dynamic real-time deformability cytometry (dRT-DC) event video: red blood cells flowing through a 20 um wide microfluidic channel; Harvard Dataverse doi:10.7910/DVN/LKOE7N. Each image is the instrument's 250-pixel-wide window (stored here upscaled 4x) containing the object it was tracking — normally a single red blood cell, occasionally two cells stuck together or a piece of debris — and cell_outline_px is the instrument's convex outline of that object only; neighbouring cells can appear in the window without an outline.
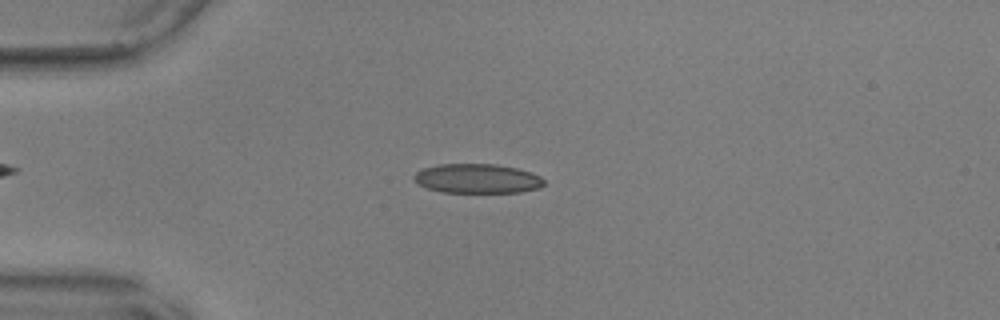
{"species": "common noctule bat (a hibernating species)", "species_latin": "Nyctalus noctula", "temperature_condition": "warm", "stored_images_in_passage": 45, "camera_frame_rate_fps": 3000, "um_per_image_px": 0.085, "animal": {"sex": "male", "body_mass_g": 17.9, "forearm_length_mm": 54.2}, "frame": {"image": 1, "passage_image": 4, "time_ms": 1.0, "image_size_px": [1000, 320], "cell_outline_px": [[544, 184], [540, 188], [520, 192], [440, 192], [416, 184], [412, 180], [412, 176], [416, 172], [424, 168], [440, 164], [496, 164], [516, 168], [540, 176], [544, 180]], "centroid_in_image_um": [40.52, 15.18], "position_along_channel_um": 44.5, "area_um2": 22.31}}
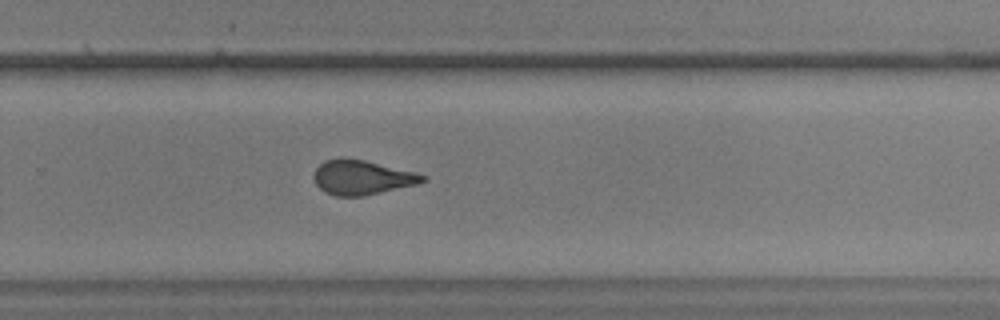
{"frame": {"image": 2, "passage_image": 27, "time_ms": 8.667, "image_size_px": [1000, 320], "cell_outline_px": [[428, 180], [416, 184], [364, 196], [336, 196], [324, 192], [316, 184], [312, 176], [316, 168], [324, 160], [340, 156], [344, 156], [364, 160], [416, 172], [428, 176]], "centroid_in_image_um": [30.74, 15.06], "position_along_channel_um": 299.1, "area_um2": 22.2}}
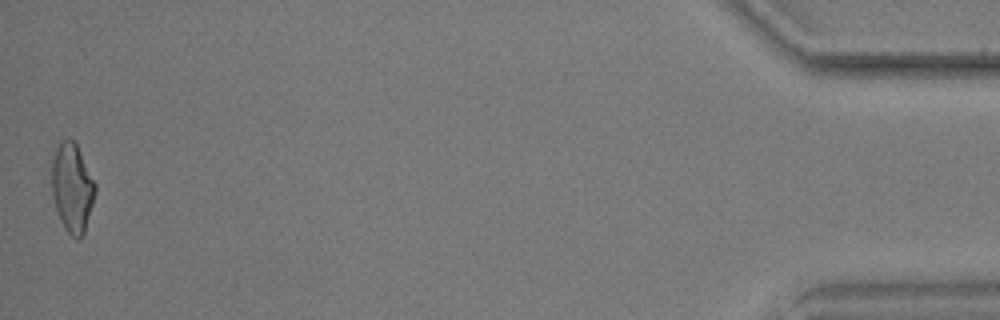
{"frame": {"image": 3, "passage_image": 45, "time_ms": 14.667, "image_size_px": [1000, 320], "cell_outline_px": [[96, 192], [84, 232], [76, 240], [64, 228], [60, 220], [52, 196], [52, 164], [56, 148], [60, 140], [72, 140], [76, 144], [96, 184]], "centroid_in_image_um": [6.13, 15.97], "position_along_channel_um": 429.1, "area_um2": 22.2}, "authors_computed_cell_mechanics": {"area_um2": 22.3108, "velocity_mm_per_s": 3.6174, "shape_relaxation_time_tau1_ms": 5.4812, "shape_relaxation_time_tau2_ms": 1.5038, "deformation_change_tau1": 0.1687, "deformation_change_tau2": 0.0833}}